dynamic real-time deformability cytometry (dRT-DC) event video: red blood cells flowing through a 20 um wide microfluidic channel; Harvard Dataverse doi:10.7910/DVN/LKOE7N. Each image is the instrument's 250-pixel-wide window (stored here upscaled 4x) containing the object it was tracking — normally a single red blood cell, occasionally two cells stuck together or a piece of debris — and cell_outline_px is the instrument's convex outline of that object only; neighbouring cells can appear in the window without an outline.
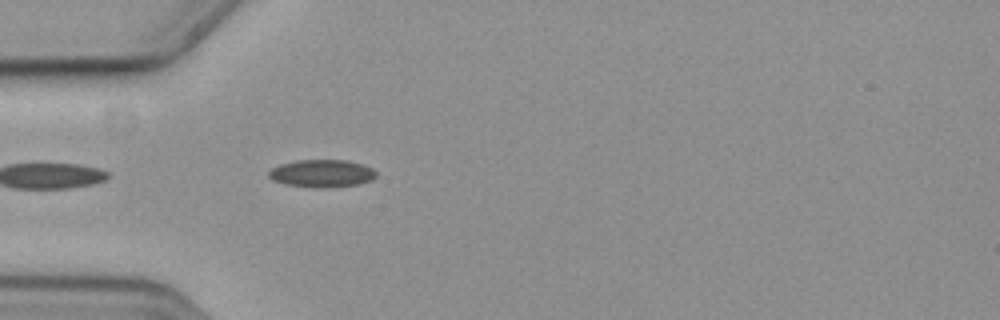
{"species": "common noctule bat (a hibernating species)", "species_latin": "Nyctalus noctula", "temperature_condition": "cold", "stored_images_in_passage": 12, "camera_frame_rate_fps": 3000, "um_per_image_px": 0.085, "animal": {"sex": "female", "body_mass_g": 19.3, "forearm_length_mm": 54.1}, "frame": {"image": 1, "passage_image": 1, "time_ms": 0.0, "image_size_px": [1000, 320], "cell_outline_px": [[376, 176], [372, 180], [356, 184], [328, 188], [316, 188], [284, 184], [272, 180], [268, 176], [268, 172], [272, 168], [280, 164], [296, 160], [348, 160], [364, 164], [372, 168], [376, 172]], "centroid_in_image_um": [27.35, 14.74], "position_along_channel_um": 57.6, "area_um2": 17.46}}
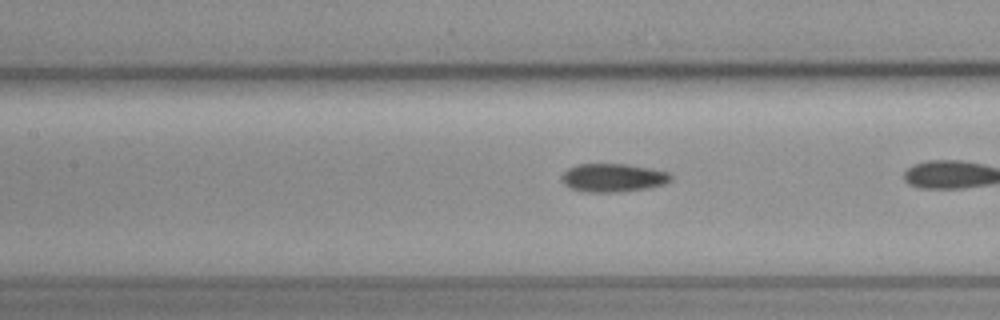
{"frame": {"image": 2, "passage_image": 7, "time_ms": 2.0, "image_size_px": [1000, 320], "cell_outline_px": [[672, 180], [664, 184], [648, 188], [620, 192], [584, 192], [572, 188], [564, 184], [560, 180], [560, 176], [568, 168], [576, 164], [628, 164], [652, 168], [668, 172], [672, 176]], "centroid_in_image_um": [52.1, 15.1], "position_along_channel_um": 155.3, "area_um2": 18.26}}